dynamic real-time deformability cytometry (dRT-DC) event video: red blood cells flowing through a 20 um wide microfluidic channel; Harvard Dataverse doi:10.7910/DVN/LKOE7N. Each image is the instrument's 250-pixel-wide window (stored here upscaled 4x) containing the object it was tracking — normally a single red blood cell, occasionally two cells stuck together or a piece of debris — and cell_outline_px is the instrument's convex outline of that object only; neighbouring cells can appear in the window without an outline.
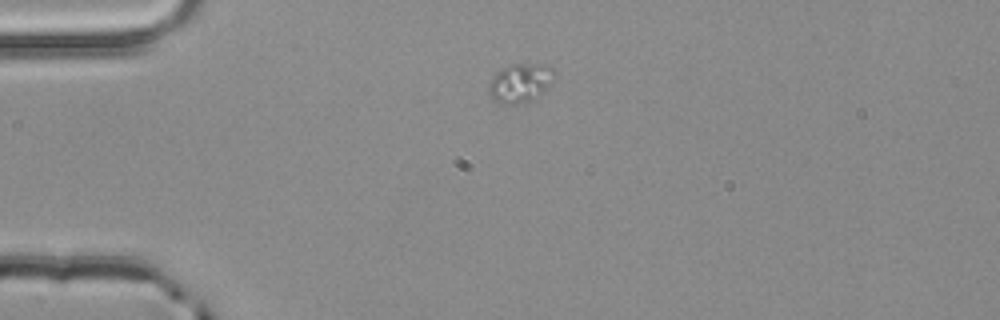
{"species": "common noctule bat (a hibernating species)", "species_latin": "Nyctalus noctula", "temperature_condition": "room temperature", "stored_images_in_passage": 2, "camera_frame_rate_fps": 3000, "um_per_image_px": 0.085, "animal": {"sex": "male", "body_mass_g": 20.4}, "frame": {"image": 1, "passage_image": 1, "time_ms": 0.0, "image_size_px": [1000, 320], "cell_outline_px": [[556, 72], [540, 96], [516, 104], [512, 104], [496, 100], [488, 92], [488, 88], [492, 76], [496, 72], [508, 64], [544, 64], [552, 68]], "centroid_in_image_um": [44.21, 7.01], "position_along_channel_um": 40.8, "area_um2": 14.51}}